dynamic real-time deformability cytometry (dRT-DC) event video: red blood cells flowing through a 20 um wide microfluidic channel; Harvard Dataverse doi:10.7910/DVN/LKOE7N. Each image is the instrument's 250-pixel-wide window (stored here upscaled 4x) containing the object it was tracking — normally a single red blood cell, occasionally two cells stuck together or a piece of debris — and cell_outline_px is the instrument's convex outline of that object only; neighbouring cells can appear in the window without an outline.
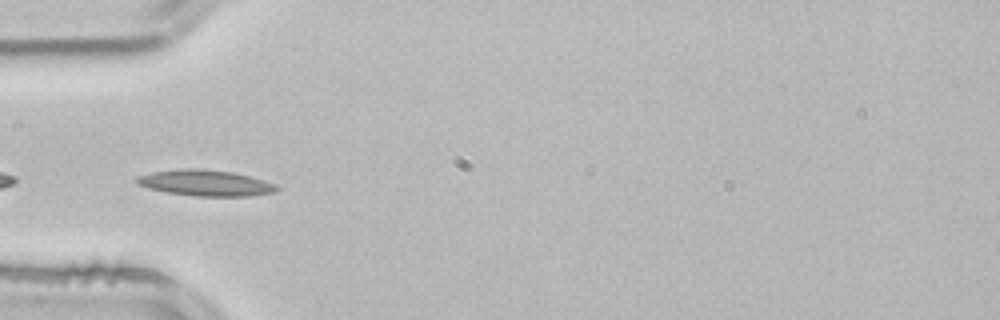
{"species": "common noctule bat (a hibernating species)", "species_latin": "Nyctalus noctula", "temperature_condition": "room temperature", "stored_images_in_passage": 37, "camera_frame_rate_fps": 3000, "um_per_image_px": 0.085, "animal": {"sex": "male", "body_mass_g": 21.5, "forearm_length_mm": 52.0}, "frame": {"image": 1, "passage_image": 10, "time_ms": 3.0, "image_size_px": [1000, 320], "cell_outline_px": [[280, 188], [276, 192], [252, 196], [196, 196], [168, 192], [148, 188], [136, 184], [132, 180], [136, 176], [152, 172], [180, 168], [200, 168], [232, 172], [264, 180], [276, 184]], "centroid_in_image_um": [17.44, 15.54], "position_along_channel_um": 67.6, "area_um2": 21.44}, "authors_computed_cell_mechanics": {"area_um2": 18.785, "velocity_mm_per_s": 3.8449, "shape_relaxation_time_tau1_ms": 7.3349, "shape_relaxation_time_tau2_ms": 4.3128, "deformation_change_tau1": 0.1736, "deformation_change_tau2": 0.0974}}